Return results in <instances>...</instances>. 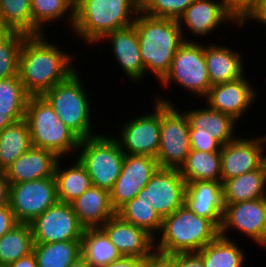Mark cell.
Masks as SVG:
<instances>
[{
    "label": "cell",
    "mask_w": 266,
    "mask_h": 267,
    "mask_svg": "<svg viewBox=\"0 0 266 267\" xmlns=\"http://www.w3.org/2000/svg\"><path fill=\"white\" fill-rule=\"evenodd\" d=\"M31 147V135L25 119L4 128L0 132V171L4 172Z\"/></svg>",
    "instance_id": "cell-29"
},
{
    "label": "cell",
    "mask_w": 266,
    "mask_h": 267,
    "mask_svg": "<svg viewBox=\"0 0 266 267\" xmlns=\"http://www.w3.org/2000/svg\"><path fill=\"white\" fill-rule=\"evenodd\" d=\"M33 19V35L44 34L45 27L65 15H69V25L73 27L75 20V0H35L31 4ZM68 12V13H67ZM47 24V25H46Z\"/></svg>",
    "instance_id": "cell-34"
},
{
    "label": "cell",
    "mask_w": 266,
    "mask_h": 267,
    "mask_svg": "<svg viewBox=\"0 0 266 267\" xmlns=\"http://www.w3.org/2000/svg\"><path fill=\"white\" fill-rule=\"evenodd\" d=\"M24 119L28 123L32 147L52 151L61 159L77 152L81 139L42 96H29Z\"/></svg>",
    "instance_id": "cell-5"
},
{
    "label": "cell",
    "mask_w": 266,
    "mask_h": 267,
    "mask_svg": "<svg viewBox=\"0 0 266 267\" xmlns=\"http://www.w3.org/2000/svg\"><path fill=\"white\" fill-rule=\"evenodd\" d=\"M144 267H174V254L154 250L145 258Z\"/></svg>",
    "instance_id": "cell-42"
},
{
    "label": "cell",
    "mask_w": 266,
    "mask_h": 267,
    "mask_svg": "<svg viewBox=\"0 0 266 267\" xmlns=\"http://www.w3.org/2000/svg\"><path fill=\"white\" fill-rule=\"evenodd\" d=\"M34 243L81 241L84 227L72 205L57 201L31 223Z\"/></svg>",
    "instance_id": "cell-12"
},
{
    "label": "cell",
    "mask_w": 266,
    "mask_h": 267,
    "mask_svg": "<svg viewBox=\"0 0 266 267\" xmlns=\"http://www.w3.org/2000/svg\"><path fill=\"white\" fill-rule=\"evenodd\" d=\"M59 157L52 151L31 147L19 156L5 171L9 184L54 177Z\"/></svg>",
    "instance_id": "cell-23"
},
{
    "label": "cell",
    "mask_w": 266,
    "mask_h": 267,
    "mask_svg": "<svg viewBox=\"0 0 266 267\" xmlns=\"http://www.w3.org/2000/svg\"><path fill=\"white\" fill-rule=\"evenodd\" d=\"M266 25V0H261L257 10L247 20Z\"/></svg>",
    "instance_id": "cell-46"
},
{
    "label": "cell",
    "mask_w": 266,
    "mask_h": 267,
    "mask_svg": "<svg viewBox=\"0 0 266 267\" xmlns=\"http://www.w3.org/2000/svg\"><path fill=\"white\" fill-rule=\"evenodd\" d=\"M35 0H29L30 4H32Z\"/></svg>",
    "instance_id": "cell-50"
},
{
    "label": "cell",
    "mask_w": 266,
    "mask_h": 267,
    "mask_svg": "<svg viewBox=\"0 0 266 267\" xmlns=\"http://www.w3.org/2000/svg\"><path fill=\"white\" fill-rule=\"evenodd\" d=\"M204 57L211 86L236 80L245 74L242 54L230 47L204 43Z\"/></svg>",
    "instance_id": "cell-24"
},
{
    "label": "cell",
    "mask_w": 266,
    "mask_h": 267,
    "mask_svg": "<svg viewBox=\"0 0 266 267\" xmlns=\"http://www.w3.org/2000/svg\"><path fill=\"white\" fill-rule=\"evenodd\" d=\"M153 103H156L153 112L136 116L120 127L116 140L125 154L156 158L160 146L161 102Z\"/></svg>",
    "instance_id": "cell-13"
},
{
    "label": "cell",
    "mask_w": 266,
    "mask_h": 267,
    "mask_svg": "<svg viewBox=\"0 0 266 267\" xmlns=\"http://www.w3.org/2000/svg\"><path fill=\"white\" fill-rule=\"evenodd\" d=\"M140 0H75L73 30L90 44H97L106 34L134 23Z\"/></svg>",
    "instance_id": "cell-3"
},
{
    "label": "cell",
    "mask_w": 266,
    "mask_h": 267,
    "mask_svg": "<svg viewBox=\"0 0 266 267\" xmlns=\"http://www.w3.org/2000/svg\"><path fill=\"white\" fill-rule=\"evenodd\" d=\"M248 80L244 74L236 80L212 85L203 100L210 109L240 121L257 96V90L255 91Z\"/></svg>",
    "instance_id": "cell-18"
},
{
    "label": "cell",
    "mask_w": 266,
    "mask_h": 267,
    "mask_svg": "<svg viewBox=\"0 0 266 267\" xmlns=\"http://www.w3.org/2000/svg\"><path fill=\"white\" fill-rule=\"evenodd\" d=\"M33 253L38 267H69L81 256V241L34 243Z\"/></svg>",
    "instance_id": "cell-32"
},
{
    "label": "cell",
    "mask_w": 266,
    "mask_h": 267,
    "mask_svg": "<svg viewBox=\"0 0 266 267\" xmlns=\"http://www.w3.org/2000/svg\"><path fill=\"white\" fill-rule=\"evenodd\" d=\"M0 267H9V266H7V265H0Z\"/></svg>",
    "instance_id": "cell-51"
},
{
    "label": "cell",
    "mask_w": 266,
    "mask_h": 267,
    "mask_svg": "<svg viewBox=\"0 0 266 267\" xmlns=\"http://www.w3.org/2000/svg\"><path fill=\"white\" fill-rule=\"evenodd\" d=\"M9 267H38L34 253L21 257L17 261L9 265Z\"/></svg>",
    "instance_id": "cell-47"
},
{
    "label": "cell",
    "mask_w": 266,
    "mask_h": 267,
    "mask_svg": "<svg viewBox=\"0 0 266 267\" xmlns=\"http://www.w3.org/2000/svg\"><path fill=\"white\" fill-rule=\"evenodd\" d=\"M189 122L191 150L220 152L221 147L235 139L236 121L232 116L209 107L183 111Z\"/></svg>",
    "instance_id": "cell-10"
},
{
    "label": "cell",
    "mask_w": 266,
    "mask_h": 267,
    "mask_svg": "<svg viewBox=\"0 0 266 267\" xmlns=\"http://www.w3.org/2000/svg\"><path fill=\"white\" fill-rule=\"evenodd\" d=\"M79 223L86 228H100L116 214L108 190L91 186L71 203Z\"/></svg>",
    "instance_id": "cell-25"
},
{
    "label": "cell",
    "mask_w": 266,
    "mask_h": 267,
    "mask_svg": "<svg viewBox=\"0 0 266 267\" xmlns=\"http://www.w3.org/2000/svg\"><path fill=\"white\" fill-rule=\"evenodd\" d=\"M75 160V163L71 162L72 166L67 169L60 168L61 158L56 163L54 178L56 181L57 199L60 202L71 204L92 186L87 170L78 159Z\"/></svg>",
    "instance_id": "cell-27"
},
{
    "label": "cell",
    "mask_w": 266,
    "mask_h": 267,
    "mask_svg": "<svg viewBox=\"0 0 266 267\" xmlns=\"http://www.w3.org/2000/svg\"><path fill=\"white\" fill-rule=\"evenodd\" d=\"M229 237L219 235L198 253L204 267H244L245 252Z\"/></svg>",
    "instance_id": "cell-31"
},
{
    "label": "cell",
    "mask_w": 266,
    "mask_h": 267,
    "mask_svg": "<svg viewBox=\"0 0 266 267\" xmlns=\"http://www.w3.org/2000/svg\"><path fill=\"white\" fill-rule=\"evenodd\" d=\"M156 101L161 102L160 146L156 160L160 168L180 170L191 151L189 122L186 114L176 109L178 106L169 98L160 97Z\"/></svg>",
    "instance_id": "cell-8"
},
{
    "label": "cell",
    "mask_w": 266,
    "mask_h": 267,
    "mask_svg": "<svg viewBox=\"0 0 266 267\" xmlns=\"http://www.w3.org/2000/svg\"><path fill=\"white\" fill-rule=\"evenodd\" d=\"M145 77L148 71L159 80L169 72L178 47L184 42L178 20L153 17L138 11L134 23Z\"/></svg>",
    "instance_id": "cell-2"
},
{
    "label": "cell",
    "mask_w": 266,
    "mask_h": 267,
    "mask_svg": "<svg viewBox=\"0 0 266 267\" xmlns=\"http://www.w3.org/2000/svg\"><path fill=\"white\" fill-rule=\"evenodd\" d=\"M184 204L196 215L211 219L220 227L224 210L222 182L194 181L186 183Z\"/></svg>",
    "instance_id": "cell-22"
},
{
    "label": "cell",
    "mask_w": 266,
    "mask_h": 267,
    "mask_svg": "<svg viewBox=\"0 0 266 267\" xmlns=\"http://www.w3.org/2000/svg\"><path fill=\"white\" fill-rule=\"evenodd\" d=\"M57 201L54 177L10 185L9 206L18 223L30 224Z\"/></svg>",
    "instance_id": "cell-11"
},
{
    "label": "cell",
    "mask_w": 266,
    "mask_h": 267,
    "mask_svg": "<svg viewBox=\"0 0 266 267\" xmlns=\"http://www.w3.org/2000/svg\"><path fill=\"white\" fill-rule=\"evenodd\" d=\"M195 0H140V11L153 17L178 20Z\"/></svg>",
    "instance_id": "cell-39"
},
{
    "label": "cell",
    "mask_w": 266,
    "mask_h": 267,
    "mask_svg": "<svg viewBox=\"0 0 266 267\" xmlns=\"http://www.w3.org/2000/svg\"><path fill=\"white\" fill-rule=\"evenodd\" d=\"M81 255L90 267H102L122 257L116 246L100 228L84 229Z\"/></svg>",
    "instance_id": "cell-28"
},
{
    "label": "cell",
    "mask_w": 266,
    "mask_h": 267,
    "mask_svg": "<svg viewBox=\"0 0 266 267\" xmlns=\"http://www.w3.org/2000/svg\"><path fill=\"white\" fill-rule=\"evenodd\" d=\"M155 250L165 254L199 252L219 235V227L211 220L196 215L183 204L163 218ZM157 242V243H156ZM157 244V245H156Z\"/></svg>",
    "instance_id": "cell-4"
},
{
    "label": "cell",
    "mask_w": 266,
    "mask_h": 267,
    "mask_svg": "<svg viewBox=\"0 0 266 267\" xmlns=\"http://www.w3.org/2000/svg\"><path fill=\"white\" fill-rule=\"evenodd\" d=\"M10 184L4 172L0 173V207L9 204Z\"/></svg>",
    "instance_id": "cell-45"
},
{
    "label": "cell",
    "mask_w": 266,
    "mask_h": 267,
    "mask_svg": "<svg viewBox=\"0 0 266 267\" xmlns=\"http://www.w3.org/2000/svg\"><path fill=\"white\" fill-rule=\"evenodd\" d=\"M44 36L28 35L19 53L18 75L30 96H41L76 70L75 55Z\"/></svg>",
    "instance_id": "cell-1"
},
{
    "label": "cell",
    "mask_w": 266,
    "mask_h": 267,
    "mask_svg": "<svg viewBox=\"0 0 266 267\" xmlns=\"http://www.w3.org/2000/svg\"><path fill=\"white\" fill-rule=\"evenodd\" d=\"M29 96L18 74L0 79V113H7L15 122L25 118Z\"/></svg>",
    "instance_id": "cell-35"
},
{
    "label": "cell",
    "mask_w": 266,
    "mask_h": 267,
    "mask_svg": "<svg viewBox=\"0 0 266 267\" xmlns=\"http://www.w3.org/2000/svg\"><path fill=\"white\" fill-rule=\"evenodd\" d=\"M116 214L124 221L146 230L154 238L162 227L163 219L151 205L140 201L138 197L126 202Z\"/></svg>",
    "instance_id": "cell-36"
},
{
    "label": "cell",
    "mask_w": 266,
    "mask_h": 267,
    "mask_svg": "<svg viewBox=\"0 0 266 267\" xmlns=\"http://www.w3.org/2000/svg\"><path fill=\"white\" fill-rule=\"evenodd\" d=\"M172 82L178 83L177 85L189 91L190 94H196V97L203 99L206 97L211 83L207 73L203 43L189 40L178 47L170 70L160 84L167 88Z\"/></svg>",
    "instance_id": "cell-9"
},
{
    "label": "cell",
    "mask_w": 266,
    "mask_h": 267,
    "mask_svg": "<svg viewBox=\"0 0 266 267\" xmlns=\"http://www.w3.org/2000/svg\"><path fill=\"white\" fill-rule=\"evenodd\" d=\"M224 205L251 201L266 196V161L257 169L223 183Z\"/></svg>",
    "instance_id": "cell-26"
},
{
    "label": "cell",
    "mask_w": 266,
    "mask_h": 267,
    "mask_svg": "<svg viewBox=\"0 0 266 267\" xmlns=\"http://www.w3.org/2000/svg\"><path fill=\"white\" fill-rule=\"evenodd\" d=\"M266 134L245 139L240 136L223 145L221 156V182L259 168L265 161Z\"/></svg>",
    "instance_id": "cell-17"
},
{
    "label": "cell",
    "mask_w": 266,
    "mask_h": 267,
    "mask_svg": "<svg viewBox=\"0 0 266 267\" xmlns=\"http://www.w3.org/2000/svg\"><path fill=\"white\" fill-rule=\"evenodd\" d=\"M226 21L238 24L225 9L223 0H195L178 19L184 41H189L184 30L194 36L207 37Z\"/></svg>",
    "instance_id": "cell-20"
},
{
    "label": "cell",
    "mask_w": 266,
    "mask_h": 267,
    "mask_svg": "<svg viewBox=\"0 0 266 267\" xmlns=\"http://www.w3.org/2000/svg\"><path fill=\"white\" fill-rule=\"evenodd\" d=\"M220 152L191 150L180 174L186 183L194 181H221Z\"/></svg>",
    "instance_id": "cell-30"
},
{
    "label": "cell",
    "mask_w": 266,
    "mask_h": 267,
    "mask_svg": "<svg viewBox=\"0 0 266 267\" xmlns=\"http://www.w3.org/2000/svg\"><path fill=\"white\" fill-rule=\"evenodd\" d=\"M0 30H14L33 35L29 0H0Z\"/></svg>",
    "instance_id": "cell-37"
},
{
    "label": "cell",
    "mask_w": 266,
    "mask_h": 267,
    "mask_svg": "<svg viewBox=\"0 0 266 267\" xmlns=\"http://www.w3.org/2000/svg\"><path fill=\"white\" fill-rule=\"evenodd\" d=\"M100 229L122 256L146 258L155 250V238L146 230L121 219L117 214Z\"/></svg>",
    "instance_id": "cell-19"
},
{
    "label": "cell",
    "mask_w": 266,
    "mask_h": 267,
    "mask_svg": "<svg viewBox=\"0 0 266 267\" xmlns=\"http://www.w3.org/2000/svg\"><path fill=\"white\" fill-rule=\"evenodd\" d=\"M14 122L15 121L7 113H0V132Z\"/></svg>",
    "instance_id": "cell-48"
},
{
    "label": "cell",
    "mask_w": 266,
    "mask_h": 267,
    "mask_svg": "<svg viewBox=\"0 0 266 267\" xmlns=\"http://www.w3.org/2000/svg\"><path fill=\"white\" fill-rule=\"evenodd\" d=\"M18 222L9 204L0 207V237L9 232Z\"/></svg>",
    "instance_id": "cell-43"
},
{
    "label": "cell",
    "mask_w": 266,
    "mask_h": 267,
    "mask_svg": "<svg viewBox=\"0 0 266 267\" xmlns=\"http://www.w3.org/2000/svg\"><path fill=\"white\" fill-rule=\"evenodd\" d=\"M159 168L155 157L125 154L121 173L109 191L112 208L117 211L136 197Z\"/></svg>",
    "instance_id": "cell-16"
},
{
    "label": "cell",
    "mask_w": 266,
    "mask_h": 267,
    "mask_svg": "<svg viewBox=\"0 0 266 267\" xmlns=\"http://www.w3.org/2000/svg\"><path fill=\"white\" fill-rule=\"evenodd\" d=\"M77 152L79 157L75 158L87 170L92 185L110 191L121 173L125 156L116 138L112 134H98L81 139Z\"/></svg>",
    "instance_id": "cell-7"
},
{
    "label": "cell",
    "mask_w": 266,
    "mask_h": 267,
    "mask_svg": "<svg viewBox=\"0 0 266 267\" xmlns=\"http://www.w3.org/2000/svg\"><path fill=\"white\" fill-rule=\"evenodd\" d=\"M28 35L14 30H0V79L18 74L19 53Z\"/></svg>",
    "instance_id": "cell-38"
},
{
    "label": "cell",
    "mask_w": 266,
    "mask_h": 267,
    "mask_svg": "<svg viewBox=\"0 0 266 267\" xmlns=\"http://www.w3.org/2000/svg\"><path fill=\"white\" fill-rule=\"evenodd\" d=\"M174 267H204L198 252H181L174 254Z\"/></svg>",
    "instance_id": "cell-41"
},
{
    "label": "cell",
    "mask_w": 266,
    "mask_h": 267,
    "mask_svg": "<svg viewBox=\"0 0 266 267\" xmlns=\"http://www.w3.org/2000/svg\"><path fill=\"white\" fill-rule=\"evenodd\" d=\"M261 0H223L227 12L236 20L239 27L247 24V20L257 10Z\"/></svg>",
    "instance_id": "cell-40"
},
{
    "label": "cell",
    "mask_w": 266,
    "mask_h": 267,
    "mask_svg": "<svg viewBox=\"0 0 266 267\" xmlns=\"http://www.w3.org/2000/svg\"><path fill=\"white\" fill-rule=\"evenodd\" d=\"M185 191L180 170L159 168L136 197L151 205L163 219L184 204Z\"/></svg>",
    "instance_id": "cell-15"
},
{
    "label": "cell",
    "mask_w": 266,
    "mask_h": 267,
    "mask_svg": "<svg viewBox=\"0 0 266 267\" xmlns=\"http://www.w3.org/2000/svg\"><path fill=\"white\" fill-rule=\"evenodd\" d=\"M104 40L111 41L115 62L117 61V65L120 64L125 75L133 82H141L145 76V67L140 55L135 25L114 30L106 34L97 44Z\"/></svg>",
    "instance_id": "cell-21"
},
{
    "label": "cell",
    "mask_w": 266,
    "mask_h": 267,
    "mask_svg": "<svg viewBox=\"0 0 266 267\" xmlns=\"http://www.w3.org/2000/svg\"><path fill=\"white\" fill-rule=\"evenodd\" d=\"M145 258L122 256L108 265L102 267H144Z\"/></svg>",
    "instance_id": "cell-44"
},
{
    "label": "cell",
    "mask_w": 266,
    "mask_h": 267,
    "mask_svg": "<svg viewBox=\"0 0 266 267\" xmlns=\"http://www.w3.org/2000/svg\"><path fill=\"white\" fill-rule=\"evenodd\" d=\"M33 235L28 223H18L0 237V265L9 266L33 252Z\"/></svg>",
    "instance_id": "cell-33"
},
{
    "label": "cell",
    "mask_w": 266,
    "mask_h": 267,
    "mask_svg": "<svg viewBox=\"0 0 266 267\" xmlns=\"http://www.w3.org/2000/svg\"><path fill=\"white\" fill-rule=\"evenodd\" d=\"M69 267H90L85 258L81 255L75 261H73Z\"/></svg>",
    "instance_id": "cell-49"
},
{
    "label": "cell",
    "mask_w": 266,
    "mask_h": 267,
    "mask_svg": "<svg viewBox=\"0 0 266 267\" xmlns=\"http://www.w3.org/2000/svg\"><path fill=\"white\" fill-rule=\"evenodd\" d=\"M79 77L82 76L76 69L64 81L56 84L41 96L68 128L80 139H86L98 134L92 131L94 125L91 121V112H93L91 102Z\"/></svg>",
    "instance_id": "cell-6"
},
{
    "label": "cell",
    "mask_w": 266,
    "mask_h": 267,
    "mask_svg": "<svg viewBox=\"0 0 266 267\" xmlns=\"http://www.w3.org/2000/svg\"><path fill=\"white\" fill-rule=\"evenodd\" d=\"M233 228L266 249L265 197L224 205L220 235L227 238L228 231Z\"/></svg>",
    "instance_id": "cell-14"
}]
</instances>
